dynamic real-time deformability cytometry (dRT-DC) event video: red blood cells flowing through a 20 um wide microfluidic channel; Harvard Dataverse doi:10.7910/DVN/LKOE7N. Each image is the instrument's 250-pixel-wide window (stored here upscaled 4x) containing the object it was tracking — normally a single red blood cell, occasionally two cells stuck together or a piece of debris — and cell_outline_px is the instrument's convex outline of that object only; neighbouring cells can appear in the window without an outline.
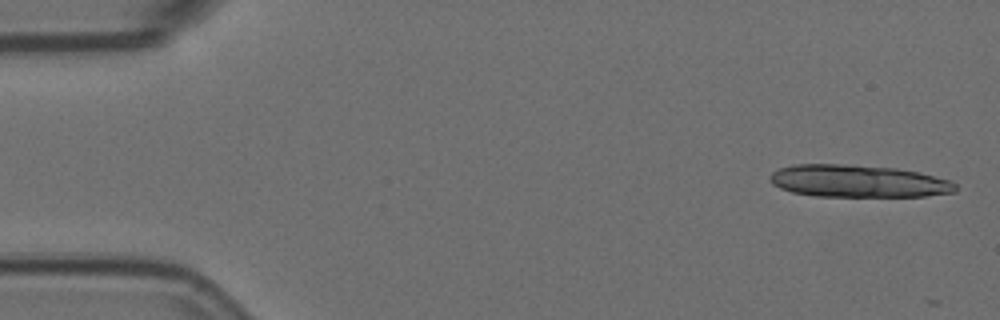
{"species": "Egyptian fruit bat (a non-hibernating species)", "species_latin": "Rousettus aegyptiacus", "temperature_condition": "room temperature", "stored_images_in_passage": 3, "camera_frame_rate_fps": 3000, "um_per_image_px": 0.085, "animal": {"sex": "female"}, "frame": {"image": 1, "passage_image": 2, "time_ms": 0.333, "image_size_px": [1000, 320], "cell_outline_px": [[956, 192], [924, 196], [816, 196], [792, 192], [780, 188], [772, 184], [768, 180], [768, 176], [772, 172], [780, 168], [792, 164], [840, 164], [896, 168], [920, 172], [952, 180], [956, 184]], "centroid_in_image_um": [72.93, 15.39], "position_along_channel_um": 12.1, "area_um2": 35.2}}